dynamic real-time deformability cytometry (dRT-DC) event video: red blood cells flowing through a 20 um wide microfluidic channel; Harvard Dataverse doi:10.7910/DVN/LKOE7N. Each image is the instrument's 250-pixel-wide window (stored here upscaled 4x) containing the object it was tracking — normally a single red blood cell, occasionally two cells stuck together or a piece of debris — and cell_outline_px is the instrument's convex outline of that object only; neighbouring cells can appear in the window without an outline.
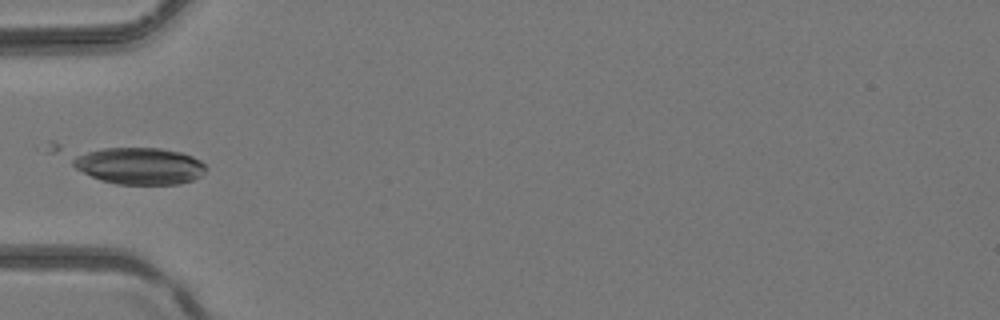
{"species": "common noctule bat (a hibernating species)", "species_latin": "Nyctalus noctula", "temperature_condition": "room temperature", "stored_images_in_passage": 6, "camera_frame_rate_fps": 3000, "um_per_image_px": 0.085, "animal": {"sex": "female", "body_mass_g": 24.6, "forearm_length_mm": 56.2}, "frame": {"image": 1, "passage_image": 6, "time_ms": 1.667, "image_size_px": [1000, 320], "cell_outline_px": [[208, 168], [200, 176], [192, 180], [180, 184], [116, 184], [100, 180], [76, 168], [72, 164], [72, 160], [76, 156], [88, 152], [104, 148], [160, 148], [180, 152], [192, 156], [200, 160]], "centroid_in_image_um": [11.9, 14.1], "position_along_channel_um": 73.1, "area_um2": 28.32}}